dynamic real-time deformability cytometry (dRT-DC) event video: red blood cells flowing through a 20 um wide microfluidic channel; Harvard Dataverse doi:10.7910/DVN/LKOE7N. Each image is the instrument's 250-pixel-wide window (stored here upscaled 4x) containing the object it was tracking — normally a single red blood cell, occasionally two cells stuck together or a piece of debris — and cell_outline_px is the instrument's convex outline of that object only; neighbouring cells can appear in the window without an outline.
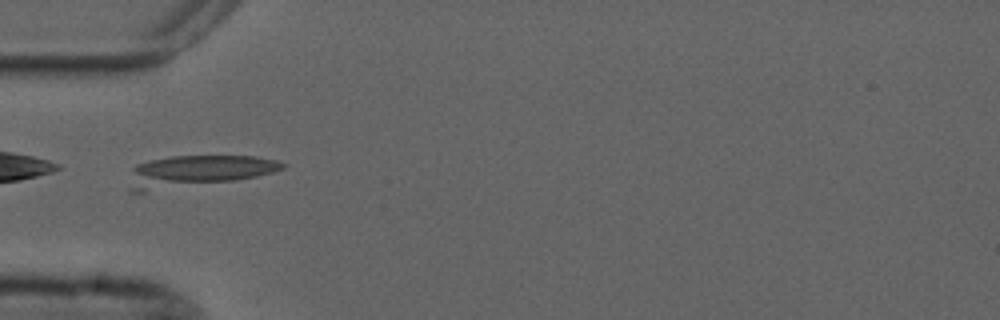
{"species": "common noctule bat (a hibernating species)", "species_latin": "Nyctalus noctula", "temperature_condition": "cold", "stored_images_in_passage": 47, "camera_frame_rate_fps": 3000, "um_per_image_px": 0.085, "animal": {"sex": "male", "forearm_length_mm": 52.5}, "frame": {"image": 1, "passage_image": 17, "time_ms": 5.333, "image_size_px": [1000, 320], "cell_outline_px": [[288, 164], [284, 168], [272, 172], [256, 176], [236, 180], [144, 192], [128, 192], [132, 168], [136, 164], [152, 160], [172, 156], [256, 156], [276, 160]], "centroid_in_image_um": [16.78, 14.55], "position_along_channel_um": 68.2, "area_um2": 28.09}}
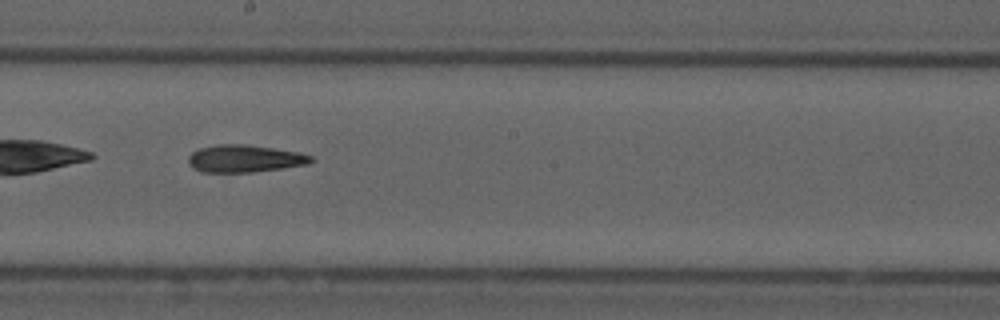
{"frame": {"image": 2, "passage_image": 30, "time_ms": 9.667, "image_size_px": [1000, 320], "cell_outline_px": [[316, 160], [308, 164], [252, 172], [200, 172], [192, 168], [188, 164], [188, 156], [192, 152], [200, 148], [220, 144], [244, 144], [300, 152], [312, 156]], "centroid_in_image_um": [20.78, 13.48], "position_along_channel_um": 227.4, "area_um2": 19.59}}
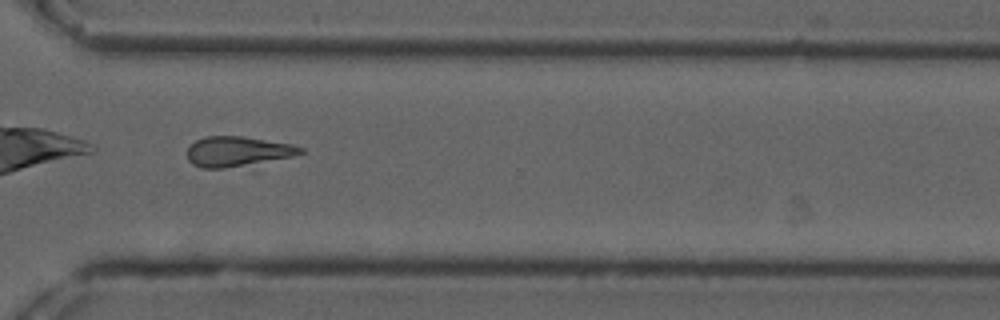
{"frame": {"image": 3, "passage_image": 40, "time_ms": 13.0, "image_size_px": [1000, 320], "cell_outline_px": [[304, 152], [256, 172], [200, 168], [192, 164], [188, 160], [188, 148], [196, 140], [204, 136], [240, 136], [292, 144], [304, 148]], "centroid_in_image_um": [20.35, 13.02], "position_along_channel_um": 350.3, "area_um2": 22.31}}